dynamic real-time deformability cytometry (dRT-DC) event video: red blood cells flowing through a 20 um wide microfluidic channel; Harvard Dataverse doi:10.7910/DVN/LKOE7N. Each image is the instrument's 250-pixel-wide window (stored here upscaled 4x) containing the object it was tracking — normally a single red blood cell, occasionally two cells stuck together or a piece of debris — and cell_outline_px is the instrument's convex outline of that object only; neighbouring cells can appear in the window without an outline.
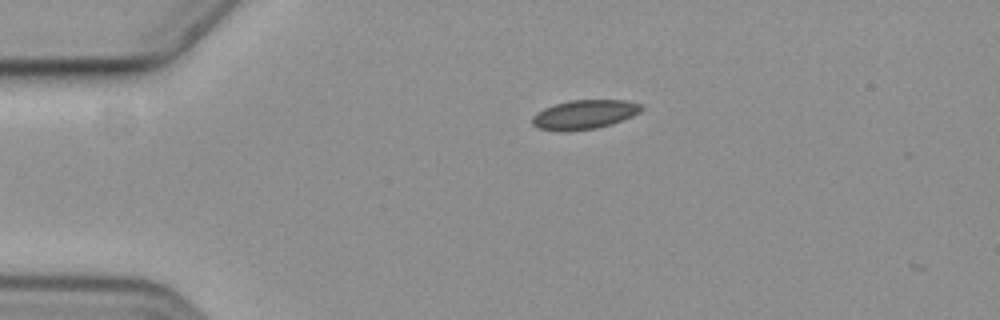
{"species": "common noctule bat (a hibernating species)", "species_latin": "Nyctalus noctula", "temperature_condition": "cold", "stored_images_in_passage": 3, "camera_frame_rate_fps": 3000, "um_per_image_px": 0.085, "animal": {"sex": "female", "body_mass_g": 19.3, "forearm_length_mm": 54.1}, "frame": {"image": 1, "passage_image": 1, "time_ms": 0.0, "image_size_px": [1000, 320], "cell_outline_px": [[644, 108], [640, 112], [632, 116], [612, 124], [596, 128], [568, 132], [564, 132], [536, 128], [532, 124], [532, 116], [536, 112], [544, 108], [556, 104], [572, 100], [628, 100], [644, 104]], "centroid_in_image_um": [49.68, 9.74], "position_along_channel_um": 35.3, "area_um2": 18.84}}